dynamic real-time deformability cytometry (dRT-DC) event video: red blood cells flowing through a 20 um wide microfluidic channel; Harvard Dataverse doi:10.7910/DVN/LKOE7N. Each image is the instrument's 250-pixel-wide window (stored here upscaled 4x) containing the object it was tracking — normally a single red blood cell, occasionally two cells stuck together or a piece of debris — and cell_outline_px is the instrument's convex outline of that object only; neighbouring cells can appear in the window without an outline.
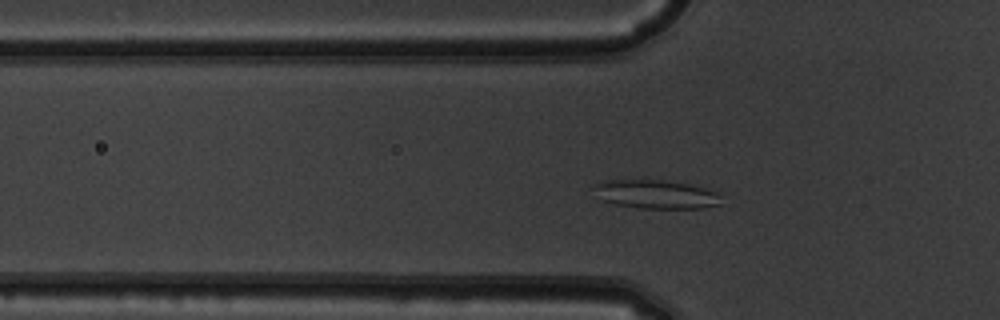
{"species": "common noctule bat (a hibernating species)", "species_latin": "Nyctalus noctula", "temperature_condition": "warm", "stored_images_in_passage": 45, "camera_frame_rate_fps": 3000, "um_per_image_px": 0.085, "animal": {"sex": "male", "body_mass_g": 19.5, "forearm_length_mm": 54.6}, "frame": {"image": 1, "passage_image": 11, "time_ms": 3.333, "image_size_px": [1000, 320], "cell_outline_px": [[720, 204], [704, 208], [640, 208], [616, 204], [604, 200], [592, 188], [592, 184], [608, 180], [644, 176], [688, 184], [704, 188], [716, 192], [720, 196]], "centroid_in_image_um": [55.7, 16.46], "position_along_channel_um": 70.1, "area_um2": 21.91}}
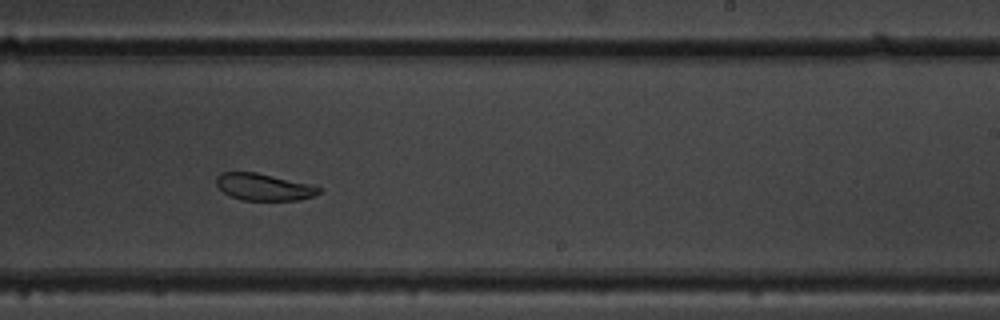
{"frame": {"image": 2, "passage_image": 26, "time_ms": 8.333, "image_size_px": [1000, 320], "cell_outline_px": [[324, 188], [320, 192], [312, 196], [300, 200], [240, 200], [228, 196], [216, 184], [216, 176], [220, 172], [256, 172], [312, 184]], "centroid_in_image_um": [22.42, 15.89], "position_along_channel_um": 266.6, "area_um2": 16.3}}
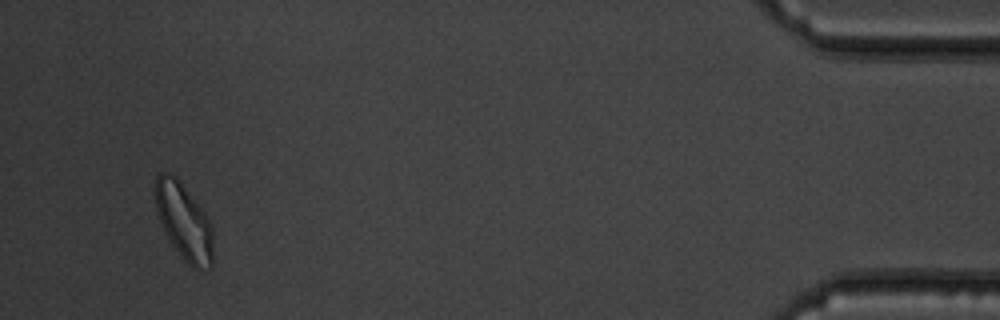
{"frame": {"image": 3, "passage_image": 43, "time_ms": 14.0, "image_size_px": [1000, 320], "cell_outline_px": [[212, 264], [208, 268], [192, 268], [180, 256], [172, 244], [160, 220], [156, 208], [156, 176], [160, 172], [168, 172], [176, 176], [180, 180], [204, 212], [212, 224]], "centroid_in_image_um": [15.64, 18.82], "position_along_channel_um": 419.6, "area_um2": 25.37}, "authors_computed_cell_mechanics": {"area_um2": 20.3456, "velocity_mm_per_s": 3.9439, "shape_relaxation_time_tau1_ms": 4.5947, "shape_relaxation_time_tau2_ms": null, "deformation_change_tau1": 0.0969, "deformation_change_tau2": null}}